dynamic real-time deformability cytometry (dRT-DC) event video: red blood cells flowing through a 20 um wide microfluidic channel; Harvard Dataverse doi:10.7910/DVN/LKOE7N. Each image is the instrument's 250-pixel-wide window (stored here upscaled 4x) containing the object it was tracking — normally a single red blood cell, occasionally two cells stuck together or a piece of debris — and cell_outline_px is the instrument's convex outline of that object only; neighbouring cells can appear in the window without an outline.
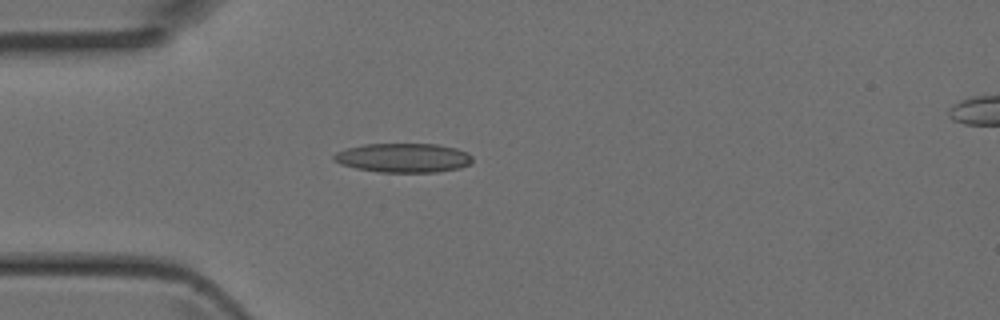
{"species": "Egyptian fruit bat (a non-hibernating species)", "species_latin": "Rousettus aegyptiacus", "temperature_condition": "room temperature", "stored_images_in_passage": 4, "camera_frame_rate_fps": 3000, "um_per_image_px": 0.085, "animal": {"sex": "female"}, "frame": {"image": 1, "passage_image": 4, "time_ms": 1.0, "image_size_px": [1000, 320], "cell_outline_px": [[472, 160], [468, 164], [460, 168], [436, 172], [380, 172], [356, 168], [340, 164], [332, 160], [332, 156], [336, 152], [348, 148], [364, 144], [436, 144], [456, 148], [468, 152], [472, 156]], "centroid_in_image_um": [34.27, 13.41], "position_along_channel_um": 50.7, "area_um2": 23.58}}